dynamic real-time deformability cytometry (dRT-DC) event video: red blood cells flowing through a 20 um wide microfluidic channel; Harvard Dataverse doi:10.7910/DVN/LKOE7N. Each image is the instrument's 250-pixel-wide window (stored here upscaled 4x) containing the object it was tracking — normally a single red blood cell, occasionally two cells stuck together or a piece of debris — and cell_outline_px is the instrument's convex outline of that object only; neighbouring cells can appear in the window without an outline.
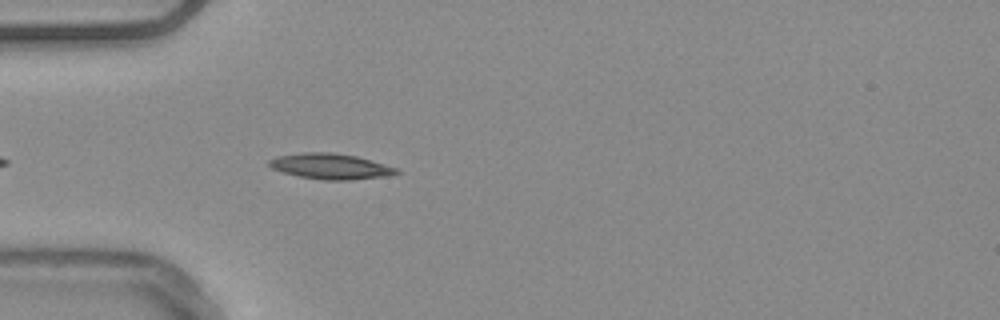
{"species": "common noctule bat (a hibernating species)", "species_latin": "Nyctalus noctula", "temperature_condition": "warm", "stored_images_in_passage": 25, "camera_frame_rate_fps": 3000, "um_per_image_px": 0.085, "animal": {"sex": "male", "body_mass_g": 20.4}, "frame": {"image": 1, "passage_image": 4, "time_ms": 1.0, "image_size_px": [1000, 320], "cell_outline_px": [[400, 172], [388, 176], [348, 180], [324, 180], [300, 176], [284, 172], [272, 168], [268, 164], [268, 160], [276, 156], [304, 152], [332, 152], [356, 156], [396, 168]], "centroid_in_image_um": [28.07, 14.13], "position_along_channel_um": 56.9, "area_um2": 18.79}}